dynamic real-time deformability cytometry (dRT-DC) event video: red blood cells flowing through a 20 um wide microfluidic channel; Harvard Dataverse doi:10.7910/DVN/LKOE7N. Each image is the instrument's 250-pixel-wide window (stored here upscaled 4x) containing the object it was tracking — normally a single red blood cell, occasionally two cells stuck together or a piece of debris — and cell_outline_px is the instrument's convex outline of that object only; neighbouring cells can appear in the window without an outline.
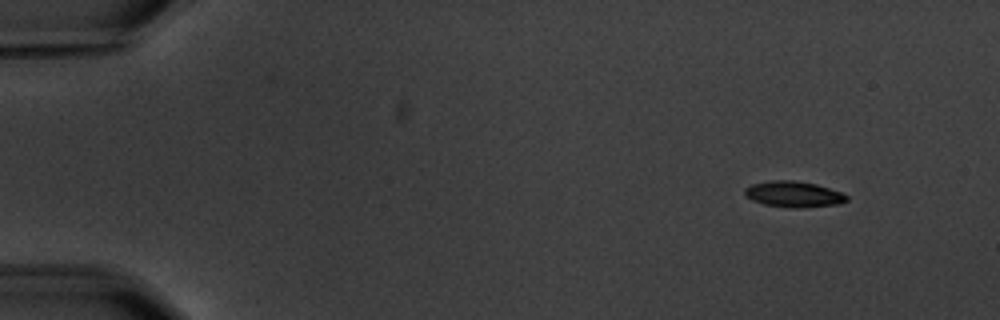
{"species": "common noctule bat (a hibernating species)", "species_latin": "Nyctalus noctula", "temperature_condition": "warm", "stored_images_in_passage": 9, "camera_frame_rate_fps": 3000, "um_per_image_px": 0.085, "animal": {"sex": "male", "body_mass_g": 20.1, "forearm_length_mm": 53.5}, "frame": {"image": 1, "passage_image": 1, "time_ms": 0.0, "image_size_px": [1000, 320], "cell_outline_px": [[848, 200], [840, 204], [804, 208], [792, 208], [764, 204], [752, 200], [744, 192], [744, 188], [752, 184], [772, 180], [792, 180], [816, 184], [840, 192], [848, 196]], "centroid_in_image_um": [67.48, 16.51], "position_along_channel_um": 17.5, "area_um2": 15.37}}
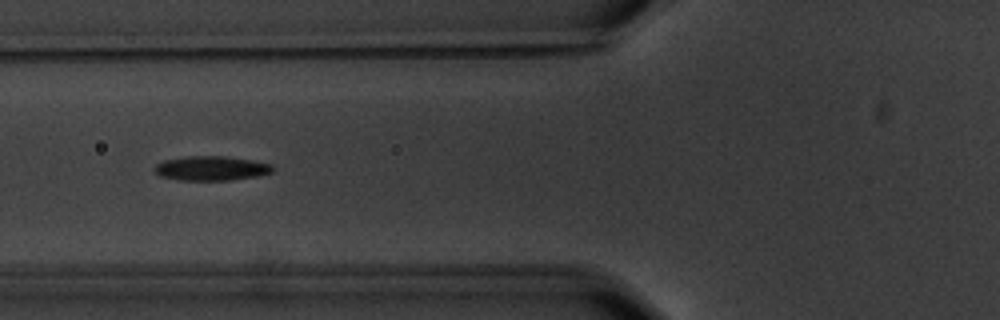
{"frame": {"image": 2, "passage_image": 6, "time_ms": 5.667, "image_size_px": [1000, 320], "cell_outline_px": [[276, 168], [272, 172], [256, 176], [232, 180], [180, 180], [160, 176], [152, 168], [156, 164], [164, 160], [184, 156], [224, 156], [252, 160], [272, 164]], "centroid_in_image_um": [17.96, 14.3], "position_along_channel_um": 107.8, "area_um2": 16.94}}
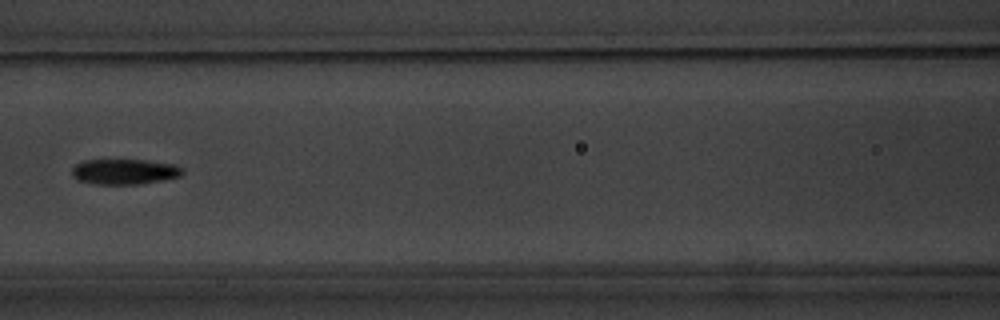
{"frame": {"image": 3, "passage_image": 7, "time_ms": 7.0, "image_size_px": [1000, 320], "cell_outline_px": [[184, 172], [180, 176], [164, 180], [140, 184], [96, 184], [80, 180], [72, 176], [72, 168], [76, 164], [84, 160], [144, 160], [176, 164], [184, 168]], "centroid_in_image_um": [10.63, 14.59], "position_along_channel_um": 156.0, "area_um2": 16.42}}